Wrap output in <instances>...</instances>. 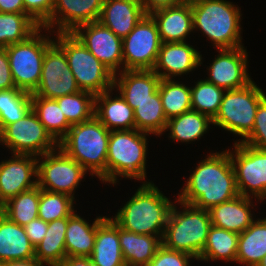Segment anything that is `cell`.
<instances>
[{"mask_svg": "<svg viewBox=\"0 0 266 266\" xmlns=\"http://www.w3.org/2000/svg\"><path fill=\"white\" fill-rule=\"evenodd\" d=\"M178 201L210 210L239 195L229 152L209 153L187 179Z\"/></svg>", "mask_w": 266, "mask_h": 266, "instance_id": "6da1fadb", "label": "cell"}, {"mask_svg": "<svg viewBox=\"0 0 266 266\" xmlns=\"http://www.w3.org/2000/svg\"><path fill=\"white\" fill-rule=\"evenodd\" d=\"M135 192L112 220L126 231L163 236L174 204L152 181L143 182Z\"/></svg>", "mask_w": 266, "mask_h": 266, "instance_id": "7a4b0ae2", "label": "cell"}, {"mask_svg": "<svg viewBox=\"0 0 266 266\" xmlns=\"http://www.w3.org/2000/svg\"><path fill=\"white\" fill-rule=\"evenodd\" d=\"M109 137L110 131L94 116L72 125L58 147L104 183Z\"/></svg>", "mask_w": 266, "mask_h": 266, "instance_id": "3957f363", "label": "cell"}, {"mask_svg": "<svg viewBox=\"0 0 266 266\" xmlns=\"http://www.w3.org/2000/svg\"><path fill=\"white\" fill-rule=\"evenodd\" d=\"M193 30L205 34L217 50L243 47L241 13L226 0H190Z\"/></svg>", "mask_w": 266, "mask_h": 266, "instance_id": "277c9868", "label": "cell"}, {"mask_svg": "<svg viewBox=\"0 0 266 266\" xmlns=\"http://www.w3.org/2000/svg\"><path fill=\"white\" fill-rule=\"evenodd\" d=\"M147 135L150 134L137 129L110 131L106 183L117 184V176L145 181Z\"/></svg>", "mask_w": 266, "mask_h": 266, "instance_id": "5b68a950", "label": "cell"}, {"mask_svg": "<svg viewBox=\"0 0 266 266\" xmlns=\"http://www.w3.org/2000/svg\"><path fill=\"white\" fill-rule=\"evenodd\" d=\"M182 207L178 211L174 204L162 237V245L170 250L180 251L199 259L202 253L211 217L208 210L177 201Z\"/></svg>", "mask_w": 266, "mask_h": 266, "instance_id": "8992f818", "label": "cell"}, {"mask_svg": "<svg viewBox=\"0 0 266 266\" xmlns=\"http://www.w3.org/2000/svg\"><path fill=\"white\" fill-rule=\"evenodd\" d=\"M55 42L64 50L81 91L99 95L113 89L114 74L73 33H56Z\"/></svg>", "mask_w": 266, "mask_h": 266, "instance_id": "52a82bcc", "label": "cell"}, {"mask_svg": "<svg viewBox=\"0 0 266 266\" xmlns=\"http://www.w3.org/2000/svg\"><path fill=\"white\" fill-rule=\"evenodd\" d=\"M265 97L254 81L240 89L226 90L212 124L244 139L252 131L257 108Z\"/></svg>", "mask_w": 266, "mask_h": 266, "instance_id": "ba28073f", "label": "cell"}, {"mask_svg": "<svg viewBox=\"0 0 266 266\" xmlns=\"http://www.w3.org/2000/svg\"><path fill=\"white\" fill-rule=\"evenodd\" d=\"M41 30L43 27H40L26 41L5 47L14 85L30 94L39 85L45 52L54 42V39H50L49 36H42Z\"/></svg>", "mask_w": 266, "mask_h": 266, "instance_id": "9c48e42d", "label": "cell"}, {"mask_svg": "<svg viewBox=\"0 0 266 266\" xmlns=\"http://www.w3.org/2000/svg\"><path fill=\"white\" fill-rule=\"evenodd\" d=\"M0 143L14 154L42 156L57 150L58 143L46 131L35 112L30 109L22 119L0 131Z\"/></svg>", "mask_w": 266, "mask_h": 266, "instance_id": "30bf717a", "label": "cell"}, {"mask_svg": "<svg viewBox=\"0 0 266 266\" xmlns=\"http://www.w3.org/2000/svg\"><path fill=\"white\" fill-rule=\"evenodd\" d=\"M229 152L239 195L258 200L266 198V150L242 142L234 143ZM249 191V192H248ZM252 193V194H251Z\"/></svg>", "mask_w": 266, "mask_h": 266, "instance_id": "8fae6325", "label": "cell"}, {"mask_svg": "<svg viewBox=\"0 0 266 266\" xmlns=\"http://www.w3.org/2000/svg\"><path fill=\"white\" fill-rule=\"evenodd\" d=\"M86 173L77 161L68 157L59 147L37 157V186L43 190L64 193L74 198L75 188Z\"/></svg>", "mask_w": 266, "mask_h": 266, "instance_id": "7c38bea8", "label": "cell"}, {"mask_svg": "<svg viewBox=\"0 0 266 266\" xmlns=\"http://www.w3.org/2000/svg\"><path fill=\"white\" fill-rule=\"evenodd\" d=\"M161 44L155 20L146 14L122 39V70H153Z\"/></svg>", "mask_w": 266, "mask_h": 266, "instance_id": "4fadbf2b", "label": "cell"}, {"mask_svg": "<svg viewBox=\"0 0 266 266\" xmlns=\"http://www.w3.org/2000/svg\"><path fill=\"white\" fill-rule=\"evenodd\" d=\"M79 91L64 50L54 41L45 52L39 85L32 94L56 99Z\"/></svg>", "mask_w": 266, "mask_h": 266, "instance_id": "5bb4252c", "label": "cell"}, {"mask_svg": "<svg viewBox=\"0 0 266 266\" xmlns=\"http://www.w3.org/2000/svg\"><path fill=\"white\" fill-rule=\"evenodd\" d=\"M72 33L114 75L122 71V38L108 27L100 21H94L77 27Z\"/></svg>", "mask_w": 266, "mask_h": 266, "instance_id": "9a60e30c", "label": "cell"}, {"mask_svg": "<svg viewBox=\"0 0 266 266\" xmlns=\"http://www.w3.org/2000/svg\"><path fill=\"white\" fill-rule=\"evenodd\" d=\"M103 4L104 0H55L51 17L41 27L47 32L56 27L57 33H72L83 24L99 21Z\"/></svg>", "mask_w": 266, "mask_h": 266, "instance_id": "2e32d148", "label": "cell"}, {"mask_svg": "<svg viewBox=\"0 0 266 266\" xmlns=\"http://www.w3.org/2000/svg\"><path fill=\"white\" fill-rule=\"evenodd\" d=\"M208 67L210 74L205 80L226 90L240 89L252 82L247 72L248 53L243 47L220 49Z\"/></svg>", "mask_w": 266, "mask_h": 266, "instance_id": "e0dca14e", "label": "cell"}, {"mask_svg": "<svg viewBox=\"0 0 266 266\" xmlns=\"http://www.w3.org/2000/svg\"><path fill=\"white\" fill-rule=\"evenodd\" d=\"M35 177L37 157L34 155L14 154L11 159L1 161L0 208L19 193L37 186Z\"/></svg>", "mask_w": 266, "mask_h": 266, "instance_id": "ac0fdd59", "label": "cell"}, {"mask_svg": "<svg viewBox=\"0 0 266 266\" xmlns=\"http://www.w3.org/2000/svg\"><path fill=\"white\" fill-rule=\"evenodd\" d=\"M202 59L200 52L187 42L162 43L153 71L161 79H174L195 70Z\"/></svg>", "mask_w": 266, "mask_h": 266, "instance_id": "d6986e66", "label": "cell"}, {"mask_svg": "<svg viewBox=\"0 0 266 266\" xmlns=\"http://www.w3.org/2000/svg\"><path fill=\"white\" fill-rule=\"evenodd\" d=\"M155 20L162 43L186 42L193 31L191 2L158 9L150 14Z\"/></svg>", "mask_w": 266, "mask_h": 266, "instance_id": "ffe728a7", "label": "cell"}, {"mask_svg": "<svg viewBox=\"0 0 266 266\" xmlns=\"http://www.w3.org/2000/svg\"><path fill=\"white\" fill-rule=\"evenodd\" d=\"M118 76L114 75L113 88H117L133 110L136 104L150 99L158 91L161 79L153 70H122Z\"/></svg>", "mask_w": 266, "mask_h": 266, "instance_id": "44dd1931", "label": "cell"}, {"mask_svg": "<svg viewBox=\"0 0 266 266\" xmlns=\"http://www.w3.org/2000/svg\"><path fill=\"white\" fill-rule=\"evenodd\" d=\"M145 15L140 0H104L99 21L123 39Z\"/></svg>", "mask_w": 266, "mask_h": 266, "instance_id": "7402d4cb", "label": "cell"}, {"mask_svg": "<svg viewBox=\"0 0 266 266\" xmlns=\"http://www.w3.org/2000/svg\"><path fill=\"white\" fill-rule=\"evenodd\" d=\"M251 198L238 195L229 201L212 207L208 210L211 217V225L238 234L244 232L254 221L251 213L254 205Z\"/></svg>", "mask_w": 266, "mask_h": 266, "instance_id": "603a6c76", "label": "cell"}, {"mask_svg": "<svg viewBox=\"0 0 266 266\" xmlns=\"http://www.w3.org/2000/svg\"><path fill=\"white\" fill-rule=\"evenodd\" d=\"M113 90L95 96V117L109 131L136 129L134 110L120 94L112 98Z\"/></svg>", "mask_w": 266, "mask_h": 266, "instance_id": "cb8c5ba5", "label": "cell"}, {"mask_svg": "<svg viewBox=\"0 0 266 266\" xmlns=\"http://www.w3.org/2000/svg\"><path fill=\"white\" fill-rule=\"evenodd\" d=\"M35 258V247L23 226L11 221L0 211V261L30 260Z\"/></svg>", "mask_w": 266, "mask_h": 266, "instance_id": "d4e9b609", "label": "cell"}, {"mask_svg": "<svg viewBox=\"0 0 266 266\" xmlns=\"http://www.w3.org/2000/svg\"><path fill=\"white\" fill-rule=\"evenodd\" d=\"M90 257L97 266H127L120 247L119 226L111 217L104 216L98 223Z\"/></svg>", "mask_w": 266, "mask_h": 266, "instance_id": "484cf974", "label": "cell"}, {"mask_svg": "<svg viewBox=\"0 0 266 266\" xmlns=\"http://www.w3.org/2000/svg\"><path fill=\"white\" fill-rule=\"evenodd\" d=\"M163 236L126 231L119 227L120 247L127 266H146L162 245Z\"/></svg>", "mask_w": 266, "mask_h": 266, "instance_id": "4316f807", "label": "cell"}, {"mask_svg": "<svg viewBox=\"0 0 266 266\" xmlns=\"http://www.w3.org/2000/svg\"><path fill=\"white\" fill-rule=\"evenodd\" d=\"M104 218L99 216L88 224L85 219L80 217L75 211L68 217V224L65 236L66 256H88L94 250V242L98 223Z\"/></svg>", "mask_w": 266, "mask_h": 266, "instance_id": "83f0119b", "label": "cell"}, {"mask_svg": "<svg viewBox=\"0 0 266 266\" xmlns=\"http://www.w3.org/2000/svg\"><path fill=\"white\" fill-rule=\"evenodd\" d=\"M68 217L48 223L44 239L35 246V259L46 266L63 264L66 256L65 236Z\"/></svg>", "mask_w": 266, "mask_h": 266, "instance_id": "f1b7e54d", "label": "cell"}, {"mask_svg": "<svg viewBox=\"0 0 266 266\" xmlns=\"http://www.w3.org/2000/svg\"><path fill=\"white\" fill-rule=\"evenodd\" d=\"M266 255V218L256 219L239 234L236 263L258 266Z\"/></svg>", "mask_w": 266, "mask_h": 266, "instance_id": "f546056e", "label": "cell"}, {"mask_svg": "<svg viewBox=\"0 0 266 266\" xmlns=\"http://www.w3.org/2000/svg\"><path fill=\"white\" fill-rule=\"evenodd\" d=\"M211 123L212 120L207 115L190 110L168 119L165 132L170 130V139L187 144L204 136Z\"/></svg>", "mask_w": 266, "mask_h": 266, "instance_id": "4dcf8cb0", "label": "cell"}, {"mask_svg": "<svg viewBox=\"0 0 266 266\" xmlns=\"http://www.w3.org/2000/svg\"><path fill=\"white\" fill-rule=\"evenodd\" d=\"M239 234L211 225L200 261L236 262Z\"/></svg>", "mask_w": 266, "mask_h": 266, "instance_id": "1f68e13d", "label": "cell"}, {"mask_svg": "<svg viewBox=\"0 0 266 266\" xmlns=\"http://www.w3.org/2000/svg\"><path fill=\"white\" fill-rule=\"evenodd\" d=\"M31 109L57 143L66 136L71 125L61 111L56 99L31 94Z\"/></svg>", "mask_w": 266, "mask_h": 266, "instance_id": "d6a6232c", "label": "cell"}, {"mask_svg": "<svg viewBox=\"0 0 266 266\" xmlns=\"http://www.w3.org/2000/svg\"><path fill=\"white\" fill-rule=\"evenodd\" d=\"M40 27L28 13L0 12V48L26 41Z\"/></svg>", "mask_w": 266, "mask_h": 266, "instance_id": "836d02e7", "label": "cell"}, {"mask_svg": "<svg viewBox=\"0 0 266 266\" xmlns=\"http://www.w3.org/2000/svg\"><path fill=\"white\" fill-rule=\"evenodd\" d=\"M134 120L138 131L160 136L165 132L167 118L163 110L162 100L157 91L150 99L136 104Z\"/></svg>", "mask_w": 266, "mask_h": 266, "instance_id": "e575fe53", "label": "cell"}, {"mask_svg": "<svg viewBox=\"0 0 266 266\" xmlns=\"http://www.w3.org/2000/svg\"><path fill=\"white\" fill-rule=\"evenodd\" d=\"M39 201L40 187L35 186L10 199L0 208V211L11 221L24 227L38 218Z\"/></svg>", "mask_w": 266, "mask_h": 266, "instance_id": "d590c367", "label": "cell"}, {"mask_svg": "<svg viewBox=\"0 0 266 266\" xmlns=\"http://www.w3.org/2000/svg\"><path fill=\"white\" fill-rule=\"evenodd\" d=\"M158 91L167 120L192 110L191 88L185 84L175 79H160Z\"/></svg>", "mask_w": 266, "mask_h": 266, "instance_id": "8d00e7d4", "label": "cell"}, {"mask_svg": "<svg viewBox=\"0 0 266 266\" xmlns=\"http://www.w3.org/2000/svg\"><path fill=\"white\" fill-rule=\"evenodd\" d=\"M61 111L72 126L95 116V95L86 91L56 98Z\"/></svg>", "mask_w": 266, "mask_h": 266, "instance_id": "74e56055", "label": "cell"}, {"mask_svg": "<svg viewBox=\"0 0 266 266\" xmlns=\"http://www.w3.org/2000/svg\"><path fill=\"white\" fill-rule=\"evenodd\" d=\"M31 109V94L18 88L0 90V131Z\"/></svg>", "mask_w": 266, "mask_h": 266, "instance_id": "f35d334b", "label": "cell"}, {"mask_svg": "<svg viewBox=\"0 0 266 266\" xmlns=\"http://www.w3.org/2000/svg\"><path fill=\"white\" fill-rule=\"evenodd\" d=\"M190 88L192 110L213 120L219 111L225 90L204 79L197 81L195 86Z\"/></svg>", "mask_w": 266, "mask_h": 266, "instance_id": "ab89813d", "label": "cell"}, {"mask_svg": "<svg viewBox=\"0 0 266 266\" xmlns=\"http://www.w3.org/2000/svg\"><path fill=\"white\" fill-rule=\"evenodd\" d=\"M74 199L64 193L51 192L40 188L38 218L49 223L69 217L75 211Z\"/></svg>", "mask_w": 266, "mask_h": 266, "instance_id": "60d3db41", "label": "cell"}, {"mask_svg": "<svg viewBox=\"0 0 266 266\" xmlns=\"http://www.w3.org/2000/svg\"><path fill=\"white\" fill-rule=\"evenodd\" d=\"M240 140L239 142L251 147L266 150V97L257 108L252 131L244 139Z\"/></svg>", "mask_w": 266, "mask_h": 266, "instance_id": "b9f144b4", "label": "cell"}, {"mask_svg": "<svg viewBox=\"0 0 266 266\" xmlns=\"http://www.w3.org/2000/svg\"><path fill=\"white\" fill-rule=\"evenodd\" d=\"M190 259L195 258L187 253L170 250L161 245L146 266H190Z\"/></svg>", "mask_w": 266, "mask_h": 266, "instance_id": "7bdbcfd3", "label": "cell"}, {"mask_svg": "<svg viewBox=\"0 0 266 266\" xmlns=\"http://www.w3.org/2000/svg\"><path fill=\"white\" fill-rule=\"evenodd\" d=\"M25 11L42 26L52 14L55 0H23Z\"/></svg>", "mask_w": 266, "mask_h": 266, "instance_id": "ee69618b", "label": "cell"}, {"mask_svg": "<svg viewBox=\"0 0 266 266\" xmlns=\"http://www.w3.org/2000/svg\"><path fill=\"white\" fill-rule=\"evenodd\" d=\"M14 80L10 70L6 48H0V90L14 89Z\"/></svg>", "mask_w": 266, "mask_h": 266, "instance_id": "f6af8a7d", "label": "cell"}, {"mask_svg": "<svg viewBox=\"0 0 266 266\" xmlns=\"http://www.w3.org/2000/svg\"><path fill=\"white\" fill-rule=\"evenodd\" d=\"M24 229L29 240L35 247L44 239L45 233L48 229V223L40 218H37L25 225Z\"/></svg>", "mask_w": 266, "mask_h": 266, "instance_id": "bcb514c9", "label": "cell"}, {"mask_svg": "<svg viewBox=\"0 0 266 266\" xmlns=\"http://www.w3.org/2000/svg\"><path fill=\"white\" fill-rule=\"evenodd\" d=\"M185 1L187 0H140L146 14H151L158 9L175 6Z\"/></svg>", "mask_w": 266, "mask_h": 266, "instance_id": "7dc6e473", "label": "cell"}, {"mask_svg": "<svg viewBox=\"0 0 266 266\" xmlns=\"http://www.w3.org/2000/svg\"><path fill=\"white\" fill-rule=\"evenodd\" d=\"M0 12L3 13H27L23 0H0Z\"/></svg>", "mask_w": 266, "mask_h": 266, "instance_id": "c3c4849f", "label": "cell"}, {"mask_svg": "<svg viewBox=\"0 0 266 266\" xmlns=\"http://www.w3.org/2000/svg\"><path fill=\"white\" fill-rule=\"evenodd\" d=\"M61 266H95V263L88 256H69Z\"/></svg>", "mask_w": 266, "mask_h": 266, "instance_id": "681fc988", "label": "cell"}, {"mask_svg": "<svg viewBox=\"0 0 266 266\" xmlns=\"http://www.w3.org/2000/svg\"><path fill=\"white\" fill-rule=\"evenodd\" d=\"M2 266H44L35 258L30 260H18V261H9L3 263Z\"/></svg>", "mask_w": 266, "mask_h": 266, "instance_id": "f907efd6", "label": "cell"}, {"mask_svg": "<svg viewBox=\"0 0 266 266\" xmlns=\"http://www.w3.org/2000/svg\"><path fill=\"white\" fill-rule=\"evenodd\" d=\"M258 266H266V255L262 258L261 262L258 264Z\"/></svg>", "mask_w": 266, "mask_h": 266, "instance_id": "816d5d0a", "label": "cell"}]
</instances>
